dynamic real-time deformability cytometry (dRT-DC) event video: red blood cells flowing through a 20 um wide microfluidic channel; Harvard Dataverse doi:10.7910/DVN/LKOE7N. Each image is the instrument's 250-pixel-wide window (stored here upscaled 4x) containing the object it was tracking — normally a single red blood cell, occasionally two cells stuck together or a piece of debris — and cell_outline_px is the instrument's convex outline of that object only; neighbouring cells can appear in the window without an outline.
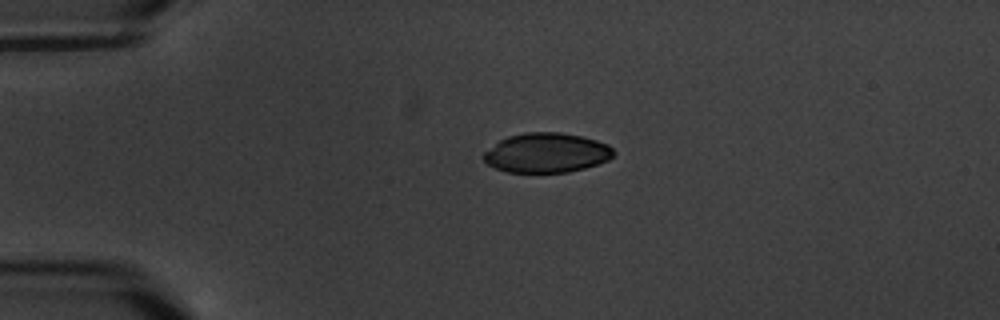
{"species": "common noctule bat (a hibernating species)", "species_latin": "Nyctalus noctula", "temperature_condition": "warm", "stored_images_in_passage": 2, "camera_frame_rate_fps": 3000, "um_per_image_px": 0.085, "animal": {"sex": "male", "body_mass_g": 20.1, "forearm_length_mm": 53.5}, "frame": {"image": 1, "passage_image": 1, "time_ms": 0.0, "image_size_px": [1000, 320], "cell_outline_px": [[616, 152], [608, 160], [584, 168], [568, 172], [508, 172], [496, 168], [488, 164], [480, 156], [484, 152], [500, 140], [508, 136], [524, 132], [560, 132], [580, 136], [596, 140], [608, 144]], "centroid_in_image_um": [46.44, 12.98], "position_along_channel_um": 38.6, "area_um2": 29.94}}